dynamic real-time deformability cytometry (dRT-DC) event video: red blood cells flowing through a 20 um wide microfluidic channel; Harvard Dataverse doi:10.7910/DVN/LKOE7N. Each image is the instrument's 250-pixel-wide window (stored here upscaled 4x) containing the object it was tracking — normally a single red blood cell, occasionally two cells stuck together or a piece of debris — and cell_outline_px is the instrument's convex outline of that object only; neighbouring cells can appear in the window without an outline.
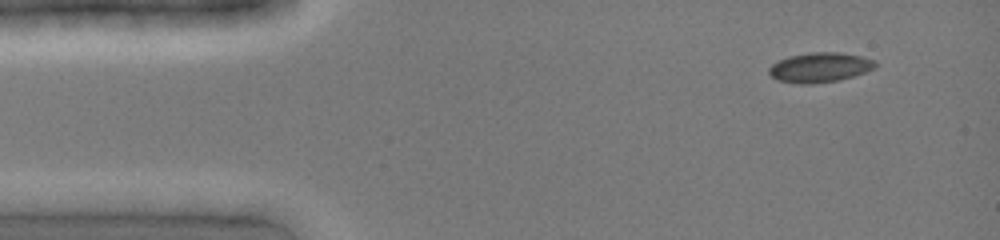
{"species": "common noctule bat (a hibernating species)", "species_latin": "Nyctalus noctula", "temperature_condition": "cold", "stored_images_in_passage": 2, "camera_frame_rate_fps": 3000, "um_per_image_px": 0.085, "animal": {"sex": "female", "body_mass_g": 19.0, "forearm_length_mm": 51.5}, "frame": {"image": 1, "passage_image": 1, "time_ms": 0.0, "image_size_px": [1000, 240], "cell_outline_px": [[876, 64], [872, 68], [864, 72], [852, 76], [836, 80], [812, 84], [800, 84], [776, 80], [768, 72], [768, 68], [772, 64], [788, 56], [812, 52], [840, 52], [860, 56], [876, 60]], "centroid_in_image_um": [69.64, 5.72], "position_along_channel_um": 15.4, "area_um2": 18.26}}